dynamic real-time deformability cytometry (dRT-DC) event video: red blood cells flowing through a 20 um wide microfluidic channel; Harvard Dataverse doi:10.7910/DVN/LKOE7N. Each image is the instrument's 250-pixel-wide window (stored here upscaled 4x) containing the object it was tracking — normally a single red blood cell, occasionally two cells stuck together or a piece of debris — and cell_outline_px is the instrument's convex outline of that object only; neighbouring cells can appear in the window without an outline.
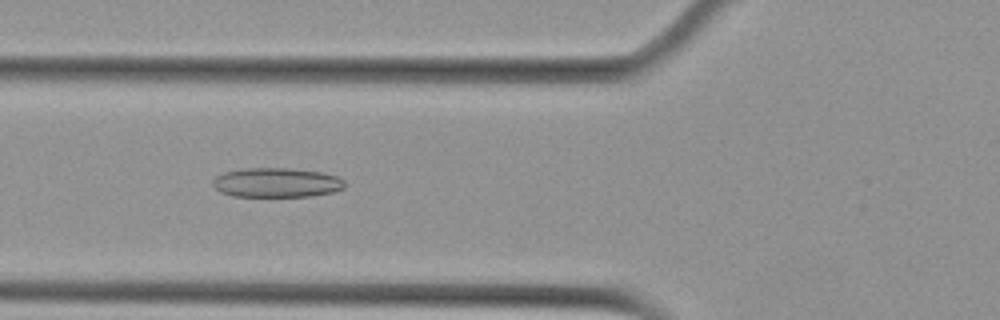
{"species": "Egyptian fruit bat (a non-hibernating species)", "species_latin": "Rousettus aegyptiacus", "temperature_condition": "cold", "stored_images_in_passage": 46, "camera_frame_rate_fps": 3000, "um_per_image_px": 0.085, "animal": {"sex": "female"}, "frame": {"image": 1, "passage_image": 12, "time_ms": 3.667, "image_size_px": [1000, 320], "cell_outline_px": [[348, 184], [344, 188], [332, 192], [312, 196], [232, 196], [220, 192], [212, 184], [212, 180], [216, 176], [224, 172], [244, 168], [292, 168], [324, 172], [336, 176], [344, 180]], "centroid_in_image_um": [23.53, 15.51], "position_along_channel_um": 102.3, "area_um2": 22.89}}
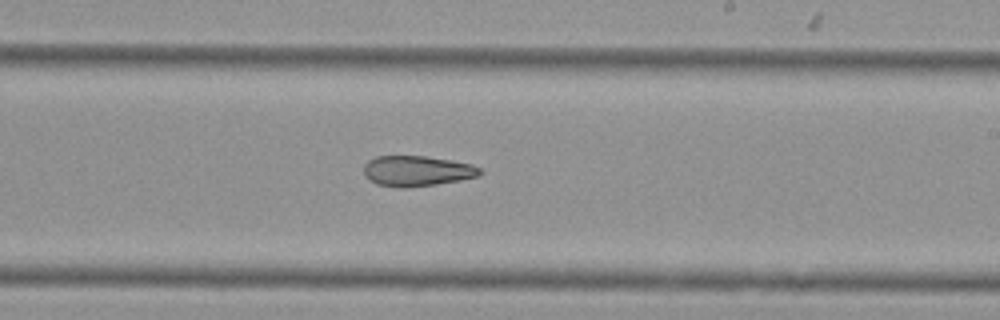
{"frame": {"image": 2, "passage_image": 24, "time_ms": 7.667, "image_size_px": [1000, 320], "cell_outline_px": [[484, 172], [480, 176], [460, 180], [436, 184], [408, 188], [396, 188], [376, 184], [368, 180], [364, 176], [364, 164], [368, 160], [376, 156], [424, 156], [452, 160], [472, 164], [480, 168]], "centroid_in_image_um": [35.43, 14.54], "position_along_channel_um": 253.6, "area_um2": 20.98}}
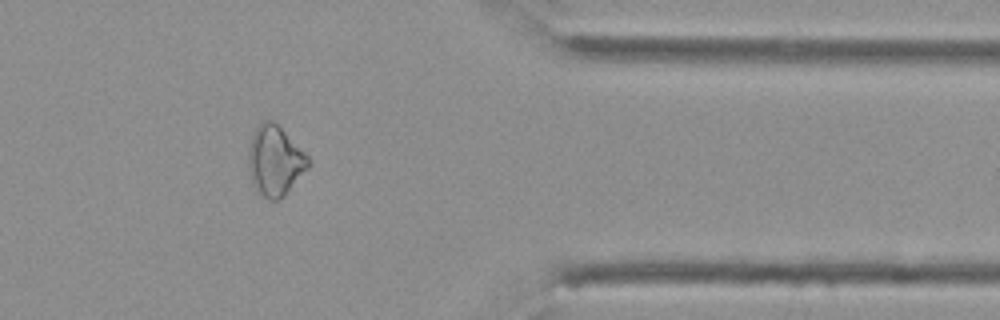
{"frame": {"image": 3, "passage_image": 36, "time_ms": 11.667, "image_size_px": [1000, 320], "cell_outline_px": [[312, 160], [308, 168], [284, 196], [280, 200], [268, 200], [260, 196], [256, 192], [252, 184], [248, 172], [248, 152], [252, 136], [260, 120], [276, 120]], "centroid_in_image_um": [23.37, 13.66], "position_along_channel_um": 388.0, "area_um2": 25.14}}